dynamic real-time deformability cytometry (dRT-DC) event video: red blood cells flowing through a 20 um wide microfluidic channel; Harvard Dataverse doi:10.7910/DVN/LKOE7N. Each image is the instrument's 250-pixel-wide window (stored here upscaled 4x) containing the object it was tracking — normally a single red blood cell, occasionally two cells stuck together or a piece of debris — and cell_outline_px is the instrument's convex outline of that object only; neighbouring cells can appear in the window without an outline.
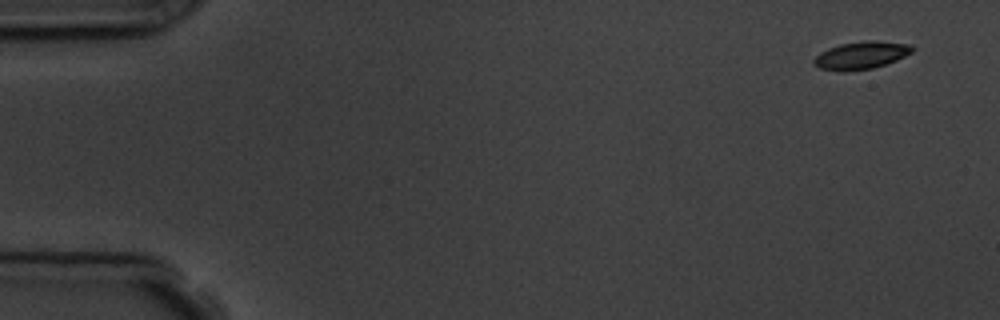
{"species": "common noctule bat (a hibernating species)", "species_latin": "Nyctalus noctula", "temperature_condition": "room temperature", "stored_images_in_passage": 4, "camera_frame_rate_fps": 3000, "um_per_image_px": 0.085, "animal": {"sex": "male", "body_mass_g": 19.5, "forearm_length_mm": 54.6}, "frame": {"image": 1, "passage_image": 1, "time_ms": 0.0, "image_size_px": [1000, 320], "cell_outline_px": [[916, 48], [912, 52], [896, 60], [872, 68], [820, 68], [812, 64], [812, 60], [820, 52], [828, 48], [840, 44], [868, 40], [876, 40], [908, 44]], "centroid_in_image_um": [73.24, 4.64], "position_along_channel_um": 11.8, "area_um2": 15.09}}